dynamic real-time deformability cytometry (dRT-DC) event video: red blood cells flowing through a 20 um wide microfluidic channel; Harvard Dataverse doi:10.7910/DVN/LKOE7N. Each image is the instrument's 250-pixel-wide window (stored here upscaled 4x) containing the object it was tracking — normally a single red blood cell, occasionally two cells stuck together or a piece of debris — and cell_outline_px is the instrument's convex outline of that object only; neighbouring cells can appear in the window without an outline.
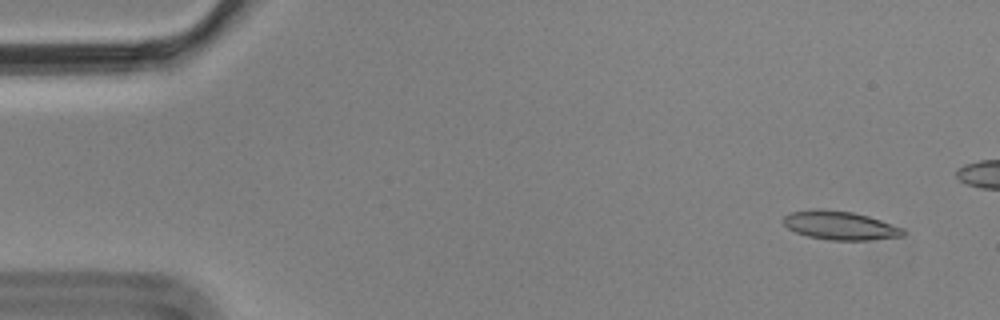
{"species": "Egyptian fruit bat (a non-hibernating species)", "species_latin": "Rousettus aegyptiacus", "temperature_condition": "cold", "stored_images_in_passage": 5, "camera_frame_rate_fps": 3000, "um_per_image_px": 0.085, "animal": {"sex": "male"}, "frame": {"image": 1, "passage_image": 1, "time_ms": 0.0, "image_size_px": [1000, 320], "cell_outline_px": [[904, 236], [868, 240], [832, 240], [808, 236], [796, 232], [788, 228], [784, 224], [784, 216], [792, 212], [852, 212], [868, 216], [904, 228]], "centroid_in_image_um": [71.49, 19.22], "position_along_channel_um": 13.5, "area_um2": 18.96}}